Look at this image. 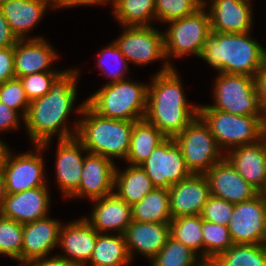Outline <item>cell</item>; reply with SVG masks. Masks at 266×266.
Segmentation results:
<instances>
[{"instance_id": "obj_1", "label": "cell", "mask_w": 266, "mask_h": 266, "mask_svg": "<svg viewBox=\"0 0 266 266\" xmlns=\"http://www.w3.org/2000/svg\"><path fill=\"white\" fill-rule=\"evenodd\" d=\"M78 73L77 69L62 71L48 93L30 102L23 122L34 145L45 149L55 134L59 139L76 136L77 131L68 129L64 121L69 118L76 100Z\"/></svg>"}, {"instance_id": "obj_2", "label": "cell", "mask_w": 266, "mask_h": 266, "mask_svg": "<svg viewBox=\"0 0 266 266\" xmlns=\"http://www.w3.org/2000/svg\"><path fill=\"white\" fill-rule=\"evenodd\" d=\"M166 62L148 85L144 119L167 138H174L198 116V106L189 105L178 73Z\"/></svg>"}, {"instance_id": "obj_3", "label": "cell", "mask_w": 266, "mask_h": 266, "mask_svg": "<svg viewBox=\"0 0 266 266\" xmlns=\"http://www.w3.org/2000/svg\"><path fill=\"white\" fill-rule=\"evenodd\" d=\"M249 33L212 32L200 58L219 73L254 77L266 62V49Z\"/></svg>"}, {"instance_id": "obj_4", "label": "cell", "mask_w": 266, "mask_h": 266, "mask_svg": "<svg viewBox=\"0 0 266 266\" xmlns=\"http://www.w3.org/2000/svg\"><path fill=\"white\" fill-rule=\"evenodd\" d=\"M76 111L83 117L75 124V137L87 153L126 160L134 121L102 117L95 113L86 101L79 105Z\"/></svg>"}, {"instance_id": "obj_5", "label": "cell", "mask_w": 266, "mask_h": 266, "mask_svg": "<svg viewBox=\"0 0 266 266\" xmlns=\"http://www.w3.org/2000/svg\"><path fill=\"white\" fill-rule=\"evenodd\" d=\"M148 85L129 80L104 85L85 101L98 115L123 121L144 119Z\"/></svg>"}, {"instance_id": "obj_6", "label": "cell", "mask_w": 266, "mask_h": 266, "mask_svg": "<svg viewBox=\"0 0 266 266\" xmlns=\"http://www.w3.org/2000/svg\"><path fill=\"white\" fill-rule=\"evenodd\" d=\"M198 116L208 126L221 150L258 142L265 133L264 116L235 115L209 105L198 106Z\"/></svg>"}, {"instance_id": "obj_7", "label": "cell", "mask_w": 266, "mask_h": 266, "mask_svg": "<svg viewBox=\"0 0 266 266\" xmlns=\"http://www.w3.org/2000/svg\"><path fill=\"white\" fill-rule=\"evenodd\" d=\"M206 1L193 15L173 20L164 35L165 57H183L186 54L200 57L206 40L211 35V20Z\"/></svg>"}, {"instance_id": "obj_8", "label": "cell", "mask_w": 266, "mask_h": 266, "mask_svg": "<svg viewBox=\"0 0 266 266\" xmlns=\"http://www.w3.org/2000/svg\"><path fill=\"white\" fill-rule=\"evenodd\" d=\"M191 174H206L224 158L208 126L197 116L174 137Z\"/></svg>"}, {"instance_id": "obj_9", "label": "cell", "mask_w": 266, "mask_h": 266, "mask_svg": "<svg viewBox=\"0 0 266 266\" xmlns=\"http://www.w3.org/2000/svg\"><path fill=\"white\" fill-rule=\"evenodd\" d=\"M218 75L211 108L235 115L264 116L258 104L254 77L222 72Z\"/></svg>"}, {"instance_id": "obj_10", "label": "cell", "mask_w": 266, "mask_h": 266, "mask_svg": "<svg viewBox=\"0 0 266 266\" xmlns=\"http://www.w3.org/2000/svg\"><path fill=\"white\" fill-rule=\"evenodd\" d=\"M140 166L156 188L169 189L191 175L174 138H166Z\"/></svg>"}, {"instance_id": "obj_11", "label": "cell", "mask_w": 266, "mask_h": 266, "mask_svg": "<svg viewBox=\"0 0 266 266\" xmlns=\"http://www.w3.org/2000/svg\"><path fill=\"white\" fill-rule=\"evenodd\" d=\"M36 154L26 152L12 155L7 151L2 166L7 194H15L35 187L48 186L44 173V159L41 145H35Z\"/></svg>"}, {"instance_id": "obj_12", "label": "cell", "mask_w": 266, "mask_h": 266, "mask_svg": "<svg viewBox=\"0 0 266 266\" xmlns=\"http://www.w3.org/2000/svg\"><path fill=\"white\" fill-rule=\"evenodd\" d=\"M123 33L114 40L128 62L144 65L165 57L164 35L151 26H123Z\"/></svg>"}, {"instance_id": "obj_13", "label": "cell", "mask_w": 266, "mask_h": 266, "mask_svg": "<svg viewBox=\"0 0 266 266\" xmlns=\"http://www.w3.org/2000/svg\"><path fill=\"white\" fill-rule=\"evenodd\" d=\"M233 244H263L266 234V199L260 194L234 204L228 223Z\"/></svg>"}, {"instance_id": "obj_14", "label": "cell", "mask_w": 266, "mask_h": 266, "mask_svg": "<svg viewBox=\"0 0 266 266\" xmlns=\"http://www.w3.org/2000/svg\"><path fill=\"white\" fill-rule=\"evenodd\" d=\"M171 218L200 215L211 196L205 174H191L169 189Z\"/></svg>"}, {"instance_id": "obj_15", "label": "cell", "mask_w": 266, "mask_h": 266, "mask_svg": "<svg viewBox=\"0 0 266 266\" xmlns=\"http://www.w3.org/2000/svg\"><path fill=\"white\" fill-rule=\"evenodd\" d=\"M101 155L85 156L79 188L70 197L91 200L114 193L115 163Z\"/></svg>"}, {"instance_id": "obj_16", "label": "cell", "mask_w": 266, "mask_h": 266, "mask_svg": "<svg viewBox=\"0 0 266 266\" xmlns=\"http://www.w3.org/2000/svg\"><path fill=\"white\" fill-rule=\"evenodd\" d=\"M210 187V194L232 204L253 199L259 191L247 183L223 158L205 174Z\"/></svg>"}, {"instance_id": "obj_17", "label": "cell", "mask_w": 266, "mask_h": 266, "mask_svg": "<svg viewBox=\"0 0 266 266\" xmlns=\"http://www.w3.org/2000/svg\"><path fill=\"white\" fill-rule=\"evenodd\" d=\"M98 232L84 217L61 226L59 243L66 255L58 258L66 260L76 266H86L94 251Z\"/></svg>"}, {"instance_id": "obj_18", "label": "cell", "mask_w": 266, "mask_h": 266, "mask_svg": "<svg viewBox=\"0 0 266 266\" xmlns=\"http://www.w3.org/2000/svg\"><path fill=\"white\" fill-rule=\"evenodd\" d=\"M62 223L48 216L23 224L21 263L47 259V255L59 243Z\"/></svg>"}, {"instance_id": "obj_19", "label": "cell", "mask_w": 266, "mask_h": 266, "mask_svg": "<svg viewBox=\"0 0 266 266\" xmlns=\"http://www.w3.org/2000/svg\"><path fill=\"white\" fill-rule=\"evenodd\" d=\"M50 196L47 186L7 194L0 214L19 223H28L48 216Z\"/></svg>"}, {"instance_id": "obj_20", "label": "cell", "mask_w": 266, "mask_h": 266, "mask_svg": "<svg viewBox=\"0 0 266 266\" xmlns=\"http://www.w3.org/2000/svg\"><path fill=\"white\" fill-rule=\"evenodd\" d=\"M228 152L224 158L247 183L260 192L266 182L265 133L258 142L234 147Z\"/></svg>"}, {"instance_id": "obj_21", "label": "cell", "mask_w": 266, "mask_h": 266, "mask_svg": "<svg viewBox=\"0 0 266 266\" xmlns=\"http://www.w3.org/2000/svg\"><path fill=\"white\" fill-rule=\"evenodd\" d=\"M87 153L82 143L76 138L58 139L56 155V179L65 198L70 197L80 185L83 163Z\"/></svg>"}, {"instance_id": "obj_22", "label": "cell", "mask_w": 266, "mask_h": 266, "mask_svg": "<svg viewBox=\"0 0 266 266\" xmlns=\"http://www.w3.org/2000/svg\"><path fill=\"white\" fill-rule=\"evenodd\" d=\"M57 57L56 52L42 37L19 39L14 46L15 77L54 71L49 68Z\"/></svg>"}, {"instance_id": "obj_23", "label": "cell", "mask_w": 266, "mask_h": 266, "mask_svg": "<svg viewBox=\"0 0 266 266\" xmlns=\"http://www.w3.org/2000/svg\"><path fill=\"white\" fill-rule=\"evenodd\" d=\"M209 15L212 32L246 33L252 27L249 0H211Z\"/></svg>"}, {"instance_id": "obj_24", "label": "cell", "mask_w": 266, "mask_h": 266, "mask_svg": "<svg viewBox=\"0 0 266 266\" xmlns=\"http://www.w3.org/2000/svg\"><path fill=\"white\" fill-rule=\"evenodd\" d=\"M95 202L91 219L85 220L98 232L108 233L115 231L124 234L128 225L132 222V206L128 205L115 193L102 198L92 200Z\"/></svg>"}, {"instance_id": "obj_25", "label": "cell", "mask_w": 266, "mask_h": 266, "mask_svg": "<svg viewBox=\"0 0 266 266\" xmlns=\"http://www.w3.org/2000/svg\"><path fill=\"white\" fill-rule=\"evenodd\" d=\"M169 223L132 220L123 234L131 260L135 250L151 260L163 248L170 236Z\"/></svg>"}, {"instance_id": "obj_26", "label": "cell", "mask_w": 266, "mask_h": 266, "mask_svg": "<svg viewBox=\"0 0 266 266\" xmlns=\"http://www.w3.org/2000/svg\"><path fill=\"white\" fill-rule=\"evenodd\" d=\"M49 6L53 9L51 0H13L0 5V11L16 37L26 39Z\"/></svg>"}, {"instance_id": "obj_27", "label": "cell", "mask_w": 266, "mask_h": 266, "mask_svg": "<svg viewBox=\"0 0 266 266\" xmlns=\"http://www.w3.org/2000/svg\"><path fill=\"white\" fill-rule=\"evenodd\" d=\"M155 186L141 166L129 165L123 171L115 168L114 193L133 206L152 191Z\"/></svg>"}, {"instance_id": "obj_28", "label": "cell", "mask_w": 266, "mask_h": 266, "mask_svg": "<svg viewBox=\"0 0 266 266\" xmlns=\"http://www.w3.org/2000/svg\"><path fill=\"white\" fill-rule=\"evenodd\" d=\"M167 137L145 119L133 123L126 161L140 166Z\"/></svg>"}, {"instance_id": "obj_29", "label": "cell", "mask_w": 266, "mask_h": 266, "mask_svg": "<svg viewBox=\"0 0 266 266\" xmlns=\"http://www.w3.org/2000/svg\"><path fill=\"white\" fill-rule=\"evenodd\" d=\"M131 261L123 234L98 233L91 266H126Z\"/></svg>"}, {"instance_id": "obj_30", "label": "cell", "mask_w": 266, "mask_h": 266, "mask_svg": "<svg viewBox=\"0 0 266 266\" xmlns=\"http://www.w3.org/2000/svg\"><path fill=\"white\" fill-rule=\"evenodd\" d=\"M169 190L154 188L132 206V220L162 223L171 221Z\"/></svg>"}, {"instance_id": "obj_31", "label": "cell", "mask_w": 266, "mask_h": 266, "mask_svg": "<svg viewBox=\"0 0 266 266\" xmlns=\"http://www.w3.org/2000/svg\"><path fill=\"white\" fill-rule=\"evenodd\" d=\"M115 19L123 26H151L156 19L155 0H110Z\"/></svg>"}, {"instance_id": "obj_32", "label": "cell", "mask_w": 266, "mask_h": 266, "mask_svg": "<svg viewBox=\"0 0 266 266\" xmlns=\"http://www.w3.org/2000/svg\"><path fill=\"white\" fill-rule=\"evenodd\" d=\"M215 261L220 266H266V247L263 244H233Z\"/></svg>"}, {"instance_id": "obj_33", "label": "cell", "mask_w": 266, "mask_h": 266, "mask_svg": "<svg viewBox=\"0 0 266 266\" xmlns=\"http://www.w3.org/2000/svg\"><path fill=\"white\" fill-rule=\"evenodd\" d=\"M170 235L193 252L200 250L203 260L202 218L200 215L182 216L170 221Z\"/></svg>"}, {"instance_id": "obj_34", "label": "cell", "mask_w": 266, "mask_h": 266, "mask_svg": "<svg viewBox=\"0 0 266 266\" xmlns=\"http://www.w3.org/2000/svg\"><path fill=\"white\" fill-rule=\"evenodd\" d=\"M197 254L170 235L163 248L150 261L152 266H197L202 260L197 259Z\"/></svg>"}, {"instance_id": "obj_35", "label": "cell", "mask_w": 266, "mask_h": 266, "mask_svg": "<svg viewBox=\"0 0 266 266\" xmlns=\"http://www.w3.org/2000/svg\"><path fill=\"white\" fill-rule=\"evenodd\" d=\"M203 260H215L233 245L227 226L202 219Z\"/></svg>"}, {"instance_id": "obj_36", "label": "cell", "mask_w": 266, "mask_h": 266, "mask_svg": "<svg viewBox=\"0 0 266 266\" xmlns=\"http://www.w3.org/2000/svg\"><path fill=\"white\" fill-rule=\"evenodd\" d=\"M23 224L0 214V254L21 262Z\"/></svg>"}, {"instance_id": "obj_37", "label": "cell", "mask_w": 266, "mask_h": 266, "mask_svg": "<svg viewBox=\"0 0 266 266\" xmlns=\"http://www.w3.org/2000/svg\"><path fill=\"white\" fill-rule=\"evenodd\" d=\"M203 6V0H155L156 20L170 22L193 15Z\"/></svg>"}, {"instance_id": "obj_38", "label": "cell", "mask_w": 266, "mask_h": 266, "mask_svg": "<svg viewBox=\"0 0 266 266\" xmlns=\"http://www.w3.org/2000/svg\"><path fill=\"white\" fill-rule=\"evenodd\" d=\"M98 58V68L102 70L105 75L107 74L108 78H111L107 84L127 80L124 78L125 72L128 70L127 59L120 52L115 42L102 49V52L98 54ZM110 61L111 63L116 61L117 67L113 66L115 64L114 62L111 66L109 63Z\"/></svg>"}, {"instance_id": "obj_39", "label": "cell", "mask_w": 266, "mask_h": 266, "mask_svg": "<svg viewBox=\"0 0 266 266\" xmlns=\"http://www.w3.org/2000/svg\"><path fill=\"white\" fill-rule=\"evenodd\" d=\"M0 102L17 112H22L20 115L25 118L30 101L19 78L15 77L0 84Z\"/></svg>"}, {"instance_id": "obj_40", "label": "cell", "mask_w": 266, "mask_h": 266, "mask_svg": "<svg viewBox=\"0 0 266 266\" xmlns=\"http://www.w3.org/2000/svg\"><path fill=\"white\" fill-rule=\"evenodd\" d=\"M62 72L46 71L19 77L28 100L31 102L49 92L51 84Z\"/></svg>"}, {"instance_id": "obj_41", "label": "cell", "mask_w": 266, "mask_h": 266, "mask_svg": "<svg viewBox=\"0 0 266 266\" xmlns=\"http://www.w3.org/2000/svg\"><path fill=\"white\" fill-rule=\"evenodd\" d=\"M234 211V204L214 196H210L200 214L203 220L214 224L228 226Z\"/></svg>"}, {"instance_id": "obj_42", "label": "cell", "mask_w": 266, "mask_h": 266, "mask_svg": "<svg viewBox=\"0 0 266 266\" xmlns=\"http://www.w3.org/2000/svg\"><path fill=\"white\" fill-rule=\"evenodd\" d=\"M15 78L14 47L0 48V84Z\"/></svg>"}, {"instance_id": "obj_43", "label": "cell", "mask_w": 266, "mask_h": 266, "mask_svg": "<svg viewBox=\"0 0 266 266\" xmlns=\"http://www.w3.org/2000/svg\"><path fill=\"white\" fill-rule=\"evenodd\" d=\"M258 104L264 117L266 116V62L254 76Z\"/></svg>"}, {"instance_id": "obj_44", "label": "cell", "mask_w": 266, "mask_h": 266, "mask_svg": "<svg viewBox=\"0 0 266 266\" xmlns=\"http://www.w3.org/2000/svg\"><path fill=\"white\" fill-rule=\"evenodd\" d=\"M19 114L16 110L0 102V130L17 129L19 125L18 119H23V117L18 116Z\"/></svg>"}, {"instance_id": "obj_45", "label": "cell", "mask_w": 266, "mask_h": 266, "mask_svg": "<svg viewBox=\"0 0 266 266\" xmlns=\"http://www.w3.org/2000/svg\"><path fill=\"white\" fill-rule=\"evenodd\" d=\"M18 40L0 11V48L14 47Z\"/></svg>"}, {"instance_id": "obj_46", "label": "cell", "mask_w": 266, "mask_h": 266, "mask_svg": "<svg viewBox=\"0 0 266 266\" xmlns=\"http://www.w3.org/2000/svg\"><path fill=\"white\" fill-rule=\"evenodd\" d=\"M54 9L73 7L78 5H93V4H103L110 3V0H51Z\"/></svg>"}, {"instance_id": "obj_47", "label": "cell", "mask_w": 266, "mask_h": 266, "mask_svg": "<svg viewBox=\"0 0 266 266\" xmlns=\"http://www.w3.org/2000/svg\"><path fill=\"white\" fill-rule=\"evenodd\" d=\"M26 266H76L75 264H72L66 260H63L61 258H58L57 255L55 256H50L47 259H38V260H33L25 263Z\"/></svg>"}, {"instance_id": "obj_48", "label": "cell", "mask_w": 266, "mask_h": 266, "mask_svg": "<svg viewBox=\"0 0 266 266\" xmlns=\"http://www.w3.org/2000/svg\"><path fill=\"white\" fill-rule=\"evenodd\" d=\"M6 196H7L6 183H5L4 175L2 171L0 170V209L3 206Z\"/></svg>"}, {"instance_id": "obj_49", "label": "cell", "mask_w": 266, "mask_h": 266, "mask_svg": "<svg viewBox=\"0 0 266 266\" xmlns=\"http://www.w3.org/2000/svg\"><path fill=\"white\" fill-rule=\"evenodd\" d=\"M8 150H9L8 146H6L4 141H2V139H0V170L2 169L5 155H6Z\"/></svg>"}, {"instance_id": "obj_50", "label": "cell", "mask_w": 266, "mask_h": 266, "mask_svg": "<svg viewBox=\"0 0 266 266\" xmlns=\"http://www.w3.org/2000/svg\"><path fill=\"white\" fill-rule=\"evenodd\" d=\"M197 266H220L215 260H201Z\"/></svg>"}, {"instance_id": "obj_51", "label": "cell", "mask_w": 266, "mask_h": 266, "mask_svg": "<svg viewBox=\"0 0 266 266\" xmlns=\"http://www.w3.org/2000/svg\"><path fill=\"white\" fill-rule=\"evenodd\" d=\"M259 194L266 199V182L264 187L260 190Z\"/></svg>"}, {"instance_id": "obj_52", "label": "cell", "mask_w": 266, "mask_h": 266, "mask_svg": "<svg viewBox=\"0 0 266 266\" xmlns=\"http://www.w3.org/2000/svg\"><path fill=\"white\" fill-rule=\"evenodd\" d=\"M9 1H13V0H0V5L8 3Z\"/></svg>"}, {"instance_id": "obj_53", "label": "cell", "mask_w": 266, "mask_h": 266, "mask_svg": "<svg viewBox=\"0 0 266 266\" xmlns=\"http://www.w3.org/2000/svg\"><path fill=\"white\" fill-rule=\"evenodd\" d=\"M263 245L266 247V234H265V237H264Z\"/></svg>"}, {"instance_id": "obj_54", "label": "cell", "mask_w": 266, "mask_h": 266, "mask_svg": "<svg viewBox=\"0 0 266 266\" xmlns=\"http://www.w3.org/2000/svg\"><path fill=\"white\" fill-rule=\"evenodd\" d=\"M265 133H266V116H265Z\"/></svg>"}]
</instances>
